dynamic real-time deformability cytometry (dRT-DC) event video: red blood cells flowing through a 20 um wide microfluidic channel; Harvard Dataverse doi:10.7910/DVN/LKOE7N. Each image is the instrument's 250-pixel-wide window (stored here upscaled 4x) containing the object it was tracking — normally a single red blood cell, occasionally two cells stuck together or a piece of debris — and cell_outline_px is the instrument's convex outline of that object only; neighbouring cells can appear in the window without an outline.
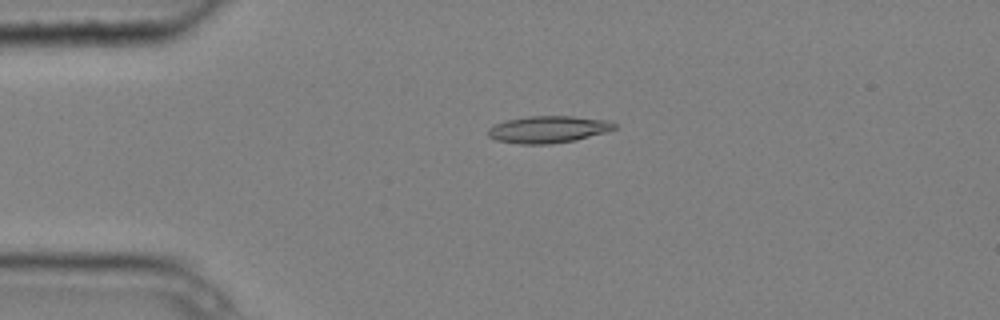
{"species": "common noctule bat (a hibernating species)", "species_latin": "Nyctalus noctula", "temperature_condition": "cold", "stored_images_in_passage": 5, "camera_frame_rate_fps": 3000, "um_per_image_px": 0.085, "animal": {"sex": "male", "body_mass_g": 20.4}, "frame": {"image": 1, "passage_image": 4, "time_ms": 1.0, "image_size_px": [1000, 320], "cell_outline_px": [[616, 128], [604, 132], [576, 140], [548, 144], [520, 144], [496, 140], [488, 136], [488, 128], [504, 120], [528, 116], [572, 116], [608, 120], [616, 124]], "centroid_in_image_um": [46.57, 10.99], "position_along_channel_um": 38.4, "area_um2": 19.83}}